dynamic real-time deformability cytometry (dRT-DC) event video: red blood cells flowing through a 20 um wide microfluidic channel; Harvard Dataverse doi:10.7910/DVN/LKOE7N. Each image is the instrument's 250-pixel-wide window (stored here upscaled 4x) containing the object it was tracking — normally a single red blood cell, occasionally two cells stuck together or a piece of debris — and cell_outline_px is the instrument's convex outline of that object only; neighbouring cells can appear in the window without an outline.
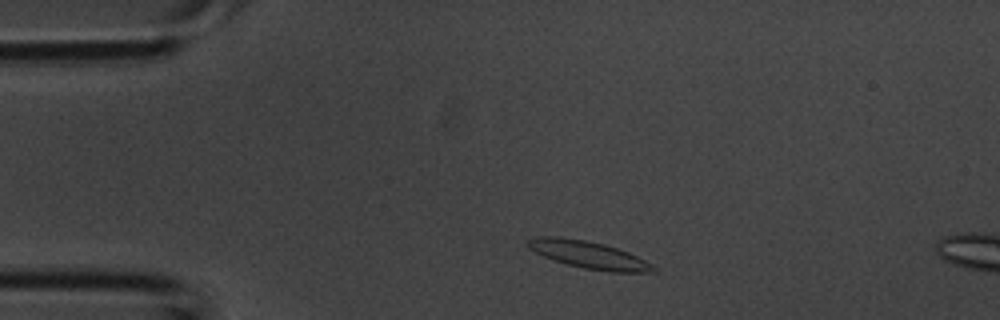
{"species": "common noctule bat (a hibernating species)", "species_latin": "Nyctalus noctula", "temperature_condition": "room temperature", "stored_images_in_passage": 2, "camera_frame_rate_fps": 3000, "um_per_image_px": 0.085, "animal": {"sex": "male", "body_mass_g": 20.1, "forearm_length_mm": 53.5}, "frame": {"image": 1, "passage_image": 1, "time_ms": 0.0, "image_size_px": [1000, 320], "cell_outline_px": [[656, 272], [608, 272], [584, 268], [564, 264], [552, 260], [528, 248], [524, 244], [524, 240], [536, 236], [560, 236], [584, 240], [604, 244], [628, 252], [652, 264], [656, 268]], "centroid_in_image_um": [49.96, 21.65], "position_along_channel_um": 35.0, "area_um2": 20.23}}